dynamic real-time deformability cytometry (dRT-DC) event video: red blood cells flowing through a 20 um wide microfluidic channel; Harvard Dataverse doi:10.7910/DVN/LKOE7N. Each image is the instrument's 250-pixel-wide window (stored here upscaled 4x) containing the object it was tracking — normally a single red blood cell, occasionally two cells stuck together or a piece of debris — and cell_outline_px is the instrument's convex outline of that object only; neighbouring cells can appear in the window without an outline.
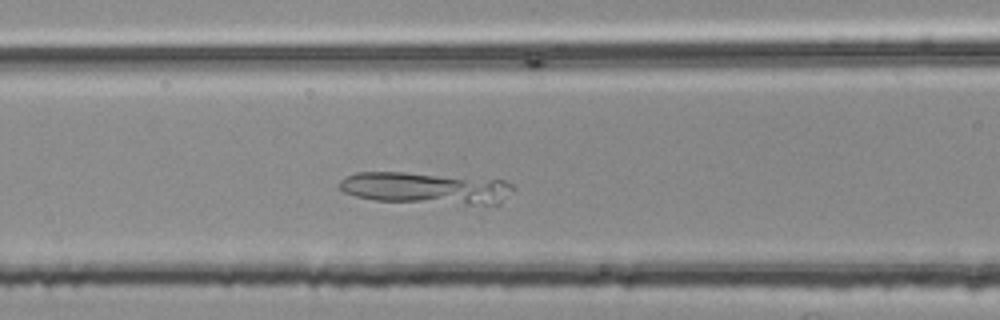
{"species": "common noctule bat (a hibernating species)", "species_latin": "Nyctalus noctula", "temperature_condition": "room temperature", "stored_images_in_passage": 13, "camera_frame_rate_fps": 3000, "um_per_image_px": 0.085, "animal": {"sex": "female", "body_mass_g": 25.1}, "frame": {"image": 1, "passage_image": 13, "time_ms": 4.0, "image_size_px": [1000, 320], "cell_outline_px": [[516, 188], [500, 204], [464, 204], [376, 200], [356, 196], [344, 192], [340, 188], [340, 180], [344, 176], [356, 172], [404, 172], [504, 180], [512, 184]], "centroid_in_image_um": [36.21, 15.98], "position_along_channel_um": 130.4, "area_um2": 32.14}}